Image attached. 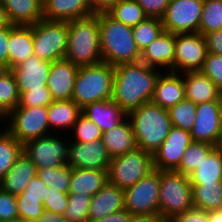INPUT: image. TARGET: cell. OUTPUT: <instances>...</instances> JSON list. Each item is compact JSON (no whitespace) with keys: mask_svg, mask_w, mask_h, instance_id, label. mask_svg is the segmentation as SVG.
<instances>
[{"mask_svg":"<svg viewBox=\"0 0 222 222\" xmlns=\"http://www.w3.org/2000/svg\"><path fill=\"white\" fill-rule=\"evenodd\" d=\"M114 68L112 100L127 114L151 102L161 70L141 61L119 64Z\"/></svg>","mask_w":222,"mask_h":222,"instance_id":"6da1fadb","label":"cell"},{"mask_svg":"<svg viewBox=\"0 0 222 222\" xmlns=\"http://www.w3.org/2000/svg\"><path fill=\"white\" fill-rule=\"evenodd\" d=\"M100 53L102 61L112 66L139 62L141 52L133 37V29L112 18L99 14Z\"/></svg>","mask_w":222,"mask_h":222,"instance_id":"7a4b0ae2","label":"cell"},{"mask_svg":"<svg viewBox=\"0 0 222 222\" xmlns=\"http://www.w3.org/2000/svg\"><path fill=\"white\" fill-rule=\"evenodd\" d=\"M99 14L68 21L67 50L64 59L78 67L102 62Z\"/></svg>","mask_w":222,"mask_h":222,"instance_id":"3957f363","label":"cell"},{"mask_svg":"<svg viewBox=\"0 0 222 222\" xmlns=\"http://www.w3.org/2000/svg\"><path fill=\"white\" fill-rule=\"evenodd\" d=\"M137 147L152 155L161 146L172 128L168 110L152 102L142 104L127 114Z\"/></svg>","mask_w":222,"mask_h":222,"instance_id":"277c9868","label":"cell"},{"mask_svg":"<svg viewBox=\"0 0 222 222\" xmlns=\"http://www.w3.org/2000/svg\"><path fill=\"white\" fill-rule=\"evenodd\" d=\"M115 68L106 62L79 67L72 100L82 109L87 104L112 99Z\"/></svg>","mask_w":222,"mask_h":222,"instance_id":"5b68a950","label":"cell"},{"mask_svg":"<svg viewBox=\"0 0 222 222\" xmlns=\"http://www.w3.org/2000/svg\"><path fill=\"white\" fill-rule=\"evenodd\" d=\"M159 216L171 221L176 215L192 209V185L189 176L174 170H160Z\"/></svg>","mask_w":222,"mask_h":222,"instance_id":"8992f818","label":"cell"},{"mask_svg":"<svg viewBox=\"0 0 222 222\" xmlns=\"http://www.w3.org/2000/svg\"><path fill=\"white\" fill-rule=\"evenodd\" d=\"M154 170L152 154L137 147L111 159L107 178L109 183L126 189Z\"/></svg>","mask_w":222,"mask_h":222,"instance_id":"52a82bcc","label":"cell"},{"mask_svg":"<svg viewBox=\"0 0 222 222\" xmlns=\"http://www.w3.org/2000/svg\"><path fill=\"white\" fill-rule=\"evenodd\" d=\"M68 22L42 19L33 24L34 55L54 62L64 59L67 50Z\"/></svg>","mask_w":222,"mask_h":222,"instance_id":"ba28073f","label":"cell"},{"mask_svg":"<svg viewBox=\"0 0 222 222\" xmlns=\"http://www.w3.org/2000/svg\"><path fill=\"white\" fill-rule=\"evenodd\" d=\"M7 118L9 124L4 128L22 144L52 134L48 124L47 107L15 108Z\"/></svg>","mask_w":222,"mask_h":222,"instance_id":"9c48e42d","label":"cell"},{"mask_svg":"<svg viewBox=\"0 0 222 222\" xmlns=\"http://www.w3.org/2000/svg\"><path fill=\"white\" fill-rule=\"evenodd\" d=\"M160 170L124 189V209L130 214H159Z\"/></svg>","mask_w":222,"mask_h":222,"instance_id":"30bf717a","label":"cell"},{"mask_svg":"<svg viewBox=\"0 0 222 222\" xmlns=\"http://www.w3.org/2000/svg\"><path fill=\"white\" fill-rule=\"evenodd\" d=\"M66 138L55 137L53 134L31 139L23 144V152L34 162L36 169L46 167H61L68 160V145Z\"/></svg>","mask_w":222,"mask_h":222,"instance_id":"8fae6325","label":"cell"},{"mask_svg":"<svg viewBox=\"0 0 222 222\" xmlns=\"http://www.w3.org/2000/svg\"><path fill=\"white\" fill-rule=\"evenodd\" d=\"M204 0H170L161 18L164 31L173 34L198 32Z\"/></svg>","mask_w":222,"mask_h":222,"instance_id":"7c38bea8","label":"cell"},{"mask_svg":"<svg viewBox=\"0 0 222 222\" xmlns=\"http://www.w3.org/2000/svg\"><path fill=\"white\" fill-rule=\"evenodd\" d=\"M206 54L205 38L201 33L175 34V73L200 71Z\"/></svg>","mask_w":222,"mask_h":222,"instance_id":"4fadbf2b","label":"cell"},{"mask_svg":"<svg viewBox=\"0 0 222 222\" xmlns=\"http://www.w3.org/2000/svg\"><path fill=\"white\" fill-rule=\"evenodd\" d=\"M222 131V100L197 104L195 123L190 131L193 141L217 146Z\"/></svg>","mask_w":222,"mask_h":222,"instance_id":"5bb4252c","label":"cell"},{"mask_svg":"<svg viewBox=\"0 0 222 222\" xmlns=\"http://www.w3.org/2000/svg\"><path fill=\"white\" fill-rule=\"evenodd\" d=\"M111 157L101 139L69 142L67 165L76 169L108 171Z\"/></svg>","mask_w":222,"mask_h":222,"instance_id":"9a60e30c","label":"cell"},{"mask_svg":"<svg viewBox=\"0 0 222 222\" xmlns=\"http://www.w3.org/2000/svg\"><path fill=\"white\" fill-rule=\"evenodd\" d=\"M193 142L190 132L172 126L168 136L152 155L155 170H175L186 148Z\"/></svg>","mask_w":222,"mask_h":222,"instance_id":"2e32d148","label":"cell"},{"mask_svg":"<svg viewBox=\"0 0 222 222\" xmlns=\"http://www.w3.org/2000/svg\"><path fill=\"white\" fill-rule=\"evenodd\" d=\"M50 61L41 59L35 55L11 69L19 93L36 89H48L47 79L51 68Z\"/></svg>","mask_w":222,"mask_h":222,"instance_id":"e0dca14e","label":"cell"},{"mask_svg":"<svg viewBox=\"0 0 222 222\" xmlns=\"http://www.w3.org/2000/svg\"><path fill=\"white\" fill-rule=\"evenodd\" d=\"M79 67L66 59L51 63L47 88L53 101L71 100Z\"/></svg>","mask_w":222,"mask_h":222,"instance_id":"ac0fdd59","label":"cell"},{"mask_svg":"<svg viewBox=\"0 0 222 222\" xmlns=\"http://www.w3.org/2000/svg\"><path fill=\"white\" fill-rule=\"evenodd\" d=\"M175 34L163 31L141 52L140 61L149 67L174 72Z\"/></svg>","mask_w":222,"mask_h":222,"instance_id":"d6986e66","label":"cell"},{"mask_svg":"<svg viewBox=\"0 0 222 222\" xmlns=\"http://www.w3.org/2000/svg\"><path fill=\"white\" fill-rule=\"evenodd\" d=\"M185 99V87L181 73L167 71L158 76L151 102L164 109Z\"/></svg>","mask_w":222,"mask_h":222,"instance_id":"ffe728a7","label":"cell"},{"mask_svg":"<svg viewBox=\"0 0 222 222\" xmlns=\"http://www.w3.org/2000/svg\"><path fill=\"white\" fill-rule=\"evenodd\" d=\"M8 70L13 69L30 56L34 55L33 24H9Z\"/></svg>","mask_w":222,"mask_h":222,"instance_id":"44dd1931","label":"cell"},{"mask_svg":"<svg viewBox=\"0 0 222 222\" xmlns=\"http://www.w3.org/2000/svg\"><path fill=\"white\" fill-rule=\"evenodd\" d=\"M124 209V189L107 181L93 197L89 208V222Z\"/></svg>","mask_w":222,"mask_h":222,"instance_id":"7402d4cb","label":"cell"},{"mask_svg":"<svg viewBox=\"0 0 222 222\" xmlns=\"http://www.w3.org/2000/svg\"><path fill=\"white\" fill-rule=\"evenodd\" d=\"M82 113L93 121L102 132L118 126L127 118V113L112 99L87 104Z\"/></svg>","mask_w":222,"mask_h":222,"instance_id":"603a6c76","label":"cell"},{"mask_svg":"<svg viewBox=\"0 0 222 222\" xmlns=\"http://www.w3.org/2000/svg\"><path fill=\"white\" fill-rule=\"evenodd\" d=\"M93 15L88 0H43V19L71 21Z\"/></svg>","mask_w":222,"mask_h":222,"instance_id":"cb8c5ba5","label":"cell"},{"mask_svg":"<svg viewBox=\"0 0 222 222\" xmlns=\"http://www.w3.org/2000/svg\"><path fill=\"white\" fill-rule=\"evenodd\" d=\"M185 87V98L195 104L222 100V92L201 71L181 73Z\"/></svg>","mask_w":222,"mask_h":222,"instance_id":"d4e9b609","label":"cell"},{"mask_svg":"<svg viewBox=\"0 0 222 222\" xmlns=\"http://www.w3.org/2000/svg\"><path fill=\"white\" fill-rule=\"evenodd\" d=\"M36 173L37 169L34 162L22 151L0 182V188L11 195L17 196L26 189Z\"/></svg>","mask_w":222,"mask_h":222,"instance_id":"484cf974","label":"cell"},{"mask_svg":"<svg viewBox=\"0 0 222 222\" xmlns=\"http://www.w3.org/2000/svg\"><path fill=\"white\" fill-rule=\"evenodd\" d=\"M13 25H32L43 19V0H0Z\"/></svg>","mask_w":222,"mask_h":222,"instance_id":"4316f807","label":"cell"},{"mask_svg":"<svg viewBox=\"0 0 222 222\" xmlns=\"http://www.w3.org/2000/svg\"><path fill=\"white\" fill-rule=\"evenodd\" d=\"M101 140L111 159L137 148L136 138L128 117L118 126L102 132Z\"/></svg>","mask_w":222,"mask_h":222,"instance_id":"83f0119b","label":"cell"},{"mask_svg":"<svg viewBox=\"0 0 222 222\" xmlns=\"http://www.w3.org/2000/svg\"><path fill=\"white\" fill-rule=\"evenodd\" d=\"M107 181V171L71 168L68 193H80L93 197Z\"/></svg>","mask_w":222,"mask_h":222,"instance_id":"f1b7e54d","label":"cell"},{"mask_svg":"<svg viewBox=\"0 0 222 222\" xmlns=\"http://www.w3.org/2000/svg\"><path fill=\"white\" fill-rule=\"evenodd\" d=\"M48 124L51 131L56 132V128L62 131L73 128L81 108L71 100L53 101L48 107Z\"/></svg>","mask_w":222,"mask_h":222,"instance_id":"f546056e","label":"cell"},{"mask_svg":"<svg viewBox=\"0 0 222 222\" xmlns=\"http://www.w3.org/2000/svg\"><path fill=\"white\" fill-rule=\"evenodd\" d=\"M194 208L205 211L222 210V181L191 183Z\"/></svg>","mask_w":222,"mask_h":222,"instance_id":"4dcf8cb0","label":"cell"},{"mask_svg":"<svg viewBox=\"0 0 222 222\" xmlns=\"http://www.w3.org/2000/svg\"><path fill=\"white\" fill-rule=\"evenodd\" d=\"M191 183L222 181V152L215 147L199 167L189 175Z\"/></svg>","mask_w":222,"mask_h":222,"instance_id":"1f68e13d","label":"cell"},{"mask_svg":"<svg viewBox=\"0 0 222 222\" xmlns=\"http://www.w3.org/2000/svg\"><path fill=\"white\" fill-rule=\"evenodd\" d=\"M107 13L115 20L130 27L136 26L148 18L136 0H118Z\"/></svg>","mask_w":222,"mask_h":222,"instance_id":"d6a6232c","label":"cell"},{"mask_svg":"<svg viewBox=\"0 0 222 222\" xmlns=\"http://www.w3.org/2000/svg\"><path fill=\"white\" fill-rule=\"evenodd\" d=\"M215 147V145H211L205 142L193 141L186 148L184 156L181 159L180 165L174 171L189 176L199 167V165L204 161V159H207L210 152Z\"/></svg>","mask_w":222,"mask_h":222,"instance_id":"836d02e7","label":"cell"},{"mask_svg":"<svg viewBox=\"0 0 222 222\" xmlns=\"http://www.w3.org/2000/svg\"><path fill=\"white\" fill-rule=\"evenodd\" d=\"M22 151L23 144L18 142L6 129L0 132V182Z\"/></svg>","mask_w":222,"mask_h":222,"instance_id":"e575fe53","label":"cell"},{"mask_svg":"<svg viewBox=\"0 0 222 222\" xmlns=\"http://www.w3.org/2000/svg\"><path fill=\"white\" fill-rule=\"evenodd\" d=\"M38 177L50 187L57 189L59 192L68 194L71 179V167L67 164L61 167L38 168Z\"/></svg>","mask_w":222,"mask_h":222,"instance_id":"d590c367","label":"cell"},{"mask_svg":"<svg viewBox=\"0 0 222 222\" xmlns=\"http://www.w3.org/2000/svg\"><path fill=\"white\" fill-rule=\"evenodd\" d=\"M222 29V0H204L198 32L207 34Z\"/></svg>","mask_w":222,"mask_h":222,"instance_id":"8d00e7d4","label":"cell"},{"mask_svg":"<svg viewBox=\"0 0 222 222\" xmlns=\"http://www.w3.org/2000/svg\"><path fill=\"white\" fill-rule=\"evenodd\" d=\"M197 104L183 99L168 109L169 118L173 126L190 132L195 123Z\"/></svg>","mask_w":222,"mask_h":222,"instance_id":"74e56055","label":"cell"},{"mask_svg":"<svg viewBox=\"0 0 222 222\" xmlns=\"http://www.w3.org/2000/svg\"><path fill=\"white\" fill-rule=\"evenodd\" d=\"M132 29L134 40L140 52L164 31L161 19L150 17L133 26Z\"/></svg>","mask_w":222,"mask_h":222,"instance_id":"f35d334b","label":"cell"},{"mask_svg":"<svg viewBox=\"0 0 222 222\" xmlns=\"http://www.w3.org/2000/svg\"><path fill=\"white\" fill-rule=\"evenodd\" d=\"M20 93L15 77L8 70L0 77V108L8 115L19 104Z\"/></svg>","mask_w":222,"mask_h":222,"instance_id":"ab89813d","label":"cell"},{"mask_svg":"<svg viewBox=\"0 0 222 222\" xmlns=\"http://www.w3.org/2000/svg\"><path fill=\"white\" fill-rule=\"evenodd\" d=\"M92 197L80 193H68V205L63 217L68 222H89Z\"/></svg>","mask_w":222,"mask_h":222,"instance_id":"60d3db41","label":"cell"},{"mask_svg":"<svg viewBox=\"0 0 222 222\" xmlns=\"http://www.w3.org/2000/svg\"><path fill=\"white\" fill-rule=\"evenodd\" d=\"M71 131L73 133L71 141L73 142L85 143L102 138L101 129L82 112L78 115Z\"/></svg>","mask_w":222,"mask_h":222,"instance_id":"b9f144b4","label":"cell"},{"mask_svg":"<svg viewBox=\"0 0 222 222\" xmlns=\"http://www.w3.org/2000/svg\"><path fill=\"white\" fill-rule=\"evenodd\" d=\"M17 199V208L20 221L37 222L44 212V200H32L24 198Z\"/></svg>","mask_w":222,"mask_h":222,"instance_id":"7bdbcfd3","label":"cell"},{"mask_svg":"<svg viewBox=\"0 0 222 222\" xmlns=\"http://www.w3.org/2000/svg\"><path fill=\"white\" fill-rule=\"evenodd\" d=\"M53 102L48 89H36L20 93L19 104L16 108L48 107Z\"/></svg>","mask_w":222,"mask_h":222,"instance_id":"ee69618b","label":"cell"},{"mask_svg":"<svg viewBox=\"0 0 222 222\" xmlns=\"http://www.w3.org/2000/svg\"><path fill=\"white\" fill-rule=\"evenodd\" d=\"M200 71L222 92V55L207 53Z\"/></svg>","mask_w":222,"mask_h":222,"instance_id":"f6af8a7d","label":"cell"},{"mask_svg":"<svg viewBox=\"0 0 222 222\" xmlns=\"http://www.w3.org/2000/svg\"><path fill=\"white\" fill-rule=\"evenodd\" d=\"M68 205V194L59 192L52 186L47 188V194L44 196V210L63 215Z\"/></svg>","mask_w":222,"mask_h":222,"instance_id":"bcb514c9","label":"cell"},{"mask_svg":"<svg viewBox=\"0 0 222 222\" xmlns=\"http://www.w3.org/2000/svg\"><path fill=\"white\" fill-rule=\"evenodd\" d=\"M18 219L16 196L0 188V221H15Z\"/></svg>","mask_w":222,"mask_h":222,"instance_id":"7dc6e473","label":"cell"},{"mask_svg":"<svg viewBox=\"0 0 222 222\" xmlns=\"http://www.w3.org/2000/svg\"><path fill=\"white\" fill-rule=\"evenodd\" d=\"M48 186L44 183L38 175L34 176L26 189L16 198L32 199V200H44V196L47 194Z\"/></svg>","mask_w":222,"mask_h":222,"instance_id":"c3c4849f","label":"cell"},{"mask_svg":"<svg viewBox=\"0 0 222 222\" xmlns=\"http://www.w3.org/2000/svg\"><path fill=\"white\" fill-rule=\"evenodd\" d=\"M150 18L161 19L170 3V0H136Z\"/></svg>","mask_w":222,"mask_h":222,"instance_id":"681fc988","label":"cell"},{"mask_svg":"<svg viewBox=\"0 0 222 222\" xmlns=\"http://www.w3.org/2000/svg\"><path fill=\"white\" fill-rule=\"evenodd\" d=\"M170 222H209L208 212L193 207L184 213L176 215Z\"/></svg>","mask_w":222,"mask_h":222,"instance_id":"f907efd6","label":"cell"},{"mask_svg":"<svg viewBox=\"0 0 222 222\" xmlns=\"http://www.w3.org/2000/svg\"><path fill=\"white\" fill-rule=\"evenodd\" d=\"M207 53L222 55V29L203 34Z\"/></svg>","mask_w":222,"mask_h":222,"instance_id":"816d5d0a","label":"cell"},{"mask_svg":"<svg viewBox=\"0 0 222 222\" xmlns=\"http://www.w3.org/2000/svg\"><path fill=\"white\" fill-rule=\"evenodd\" d=\"M8 40H9V25L0 27V62L8 68Z\"/></svg>","mask_w":222,"mask_h":222,"instance_id":"f5cc1de1","label":"cell"},{"mask_svg":"<svg viewBox=\"0 0 222 222\" xmlns=\"http://www.w3.org/2000/svg\"><path fill=\"white\" fill-rule=\"evenodd\" d=\"M93 14L107 13L118 0H88Z\"/></svg>","mask_w":222,"mask_h":222,"instance_id":"db71d44e","label":"cell"},{"mask_svg":"<svg viewBox=\"0 0 222 222\" xmlns=\"http://www.w3.org/2000/svg\"><path fill=\"white\" fill-rule=\"evenodd\" d=\"M130 217L131 214L126 209H123L111 215L105 216L102 219L93 220L90 222H129Z\"/></svg>","mask_w":222,"mask_h":222,"instance_id":"11a10c76","label":"cell"},{"mask_svg":"<svg viewBox=\"0 0 222 222\" xmlns=\"http://www.w3.org/2000/svg\"><path fill=\"white\" fill-rule=\"evenodd\" d=\"M129 222H163L159 214H131Z\"/></svg>","mask_w":222,"mask_h":222,"instance_id":"9f6ffc18","label":"cell"},{"mask_svg":"<svg viewBox=\"0 0 222 222\" xmlns=\"http://www.w3.org/2000/svg\"><path fill=\"white\" fill-rule=\"evenodd\" d=\"M37 222H68L63 215L44 210Z\"/></svg>","mask_w":222,"mask_h":222,"instance_id":"6f0895ef","label":"cell"},{"mask_svg":"<svg viewBox=\"0 0 222 222\" xmlns=\"http://www.w3.org/2000/svg\"><path fill=\"white\" fill-rule=\"evenodd\" d=\"M209 222H222V210L208 211Z\"/></svg>","mask_w":222,"mask_h":222,"instance_id":"680465c9","label":"cell"},{"mask_svg":"<svg viewBox=\"0 0 222 222\" xmlns=\"http://www.w3.org/2000/svg\"><path fill=\"white\" fill-rule=\"evenodd\" d=\"M9 21L5 12V9L3 8V6L0 3V27L9 25Z\"/></svg>","mask_w":222,"mask_h":222,"instance_id":"91938a15","label":"cell"},{"mask_svg":"<svg viewBox=\"0 0 222 222\" xmlns=\"http://www.w3.org/2000/svg\"><path fill=\"white\" fill-rule=\"evenodd\" d=\"M7 71H8L7 66L0 62V77L4 75Z\"/></svg>","mask_w":222,"mask_h":222,"instance_id":"94428289","label":"cell"},{"mask_svg":"<svg viewBox=\"0 0 222 222\" xmlns=\"http://www.w3.org/2000/svg\"><path fill=\"white\" fill-rule=\"evenodd\" d=\"M5 119V121L8 119L7 118V114L0 108V123L2 122L3 123V121H4V119ZM2 120V121H1Z\"/></svg>","mask_w":222,"mask_h":222,"instance_id":"6125c7cd","label":"cell"},{"mask_svg":"<svg viewBox=\"0 0 222 222\" xmlns=\"http://www.w3.org/2000/svg\"><path fill=\"white\" fill-rule=\"evenodd\" d=\"M221 152H222V131H221V137H220V140L216 146Z\"/></svg>","mask_w":222,"mask_h":222,"instance_id":"be15d7a7","label":"cell"},{"mask_svg":"<svg viewBox=\"0 0 222 222\" xmlns=\"http://www.w3.org/2000/svg\"><path fill=\"white\" fill-rule=\"evenodd\" d=\"M0 222H21L19 219L15 221H0Z\"/></svg>","mask_w":222,"mask_h":222,"instance_id":"e7e4bbea","label":"cell"}]
</instances>
